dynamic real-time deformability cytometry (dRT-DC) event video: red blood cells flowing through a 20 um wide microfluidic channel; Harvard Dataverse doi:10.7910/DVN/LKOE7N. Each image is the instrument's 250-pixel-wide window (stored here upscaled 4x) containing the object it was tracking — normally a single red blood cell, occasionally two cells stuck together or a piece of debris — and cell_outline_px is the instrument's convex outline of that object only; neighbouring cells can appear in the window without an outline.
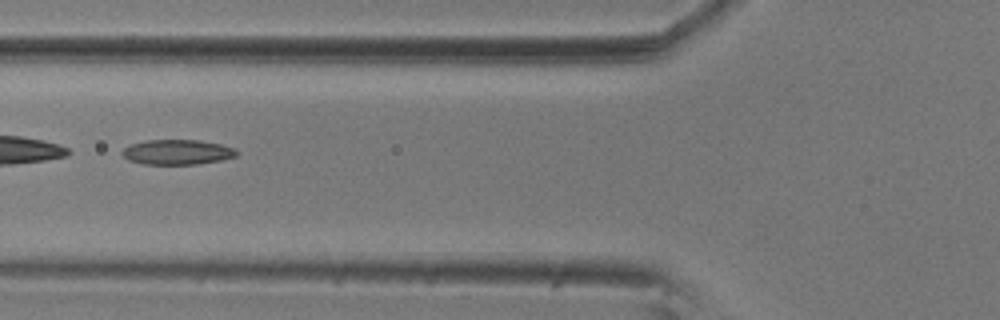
{"species": "common noctule bat (a hibernating species)", "species_latin": "Nyctalus noctula", "temperature_condition": "room temperature", "stored_images_in_passage": 8, "camera_frame_rate_fps": 3000, "um_per_image_px": 0.085, "animal": {"sex": "male", "body_mass_g": 20.5, "forearm_length_mm": 52.5}, "frame": {"image": 1, "passage_image": 7, "time_ms": 2.0, "image_size_px": [1000, 320], "cell_outline_px": [[240, 152], [236, 156], [220, 160], [196, 164], [144, 164], [128, 160], [120, 152], [128, 144], [148, 140], [200, 140], [220, 144], [236, 148]], "centroid_in_image_um": [15.07, 12.92], "position_along_channel_um": 110.7, "area_um2": 16.76}}
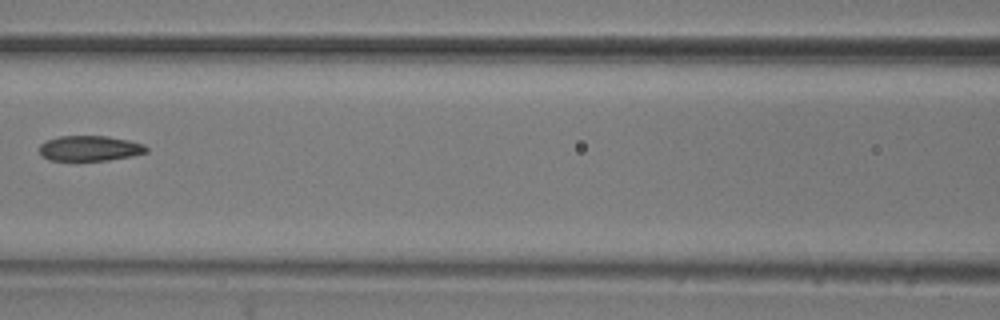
{"frame": {"image": 2, "passage_image": 8, "time_ms": 2.333, "image_size_px": [1000, 320], "cell_outline_px": [[148, 152], [132, 156], [108, 160], [48, 160], [40, 156], [40, 144], [48, 140], [60, 136], [108, 136], [128, 140], [144, 144], [148, 148]], "centroid_in_image_um": [7.64, 12.61], "position_along_channel_um": 159.0, "area_um2": 15.78}}